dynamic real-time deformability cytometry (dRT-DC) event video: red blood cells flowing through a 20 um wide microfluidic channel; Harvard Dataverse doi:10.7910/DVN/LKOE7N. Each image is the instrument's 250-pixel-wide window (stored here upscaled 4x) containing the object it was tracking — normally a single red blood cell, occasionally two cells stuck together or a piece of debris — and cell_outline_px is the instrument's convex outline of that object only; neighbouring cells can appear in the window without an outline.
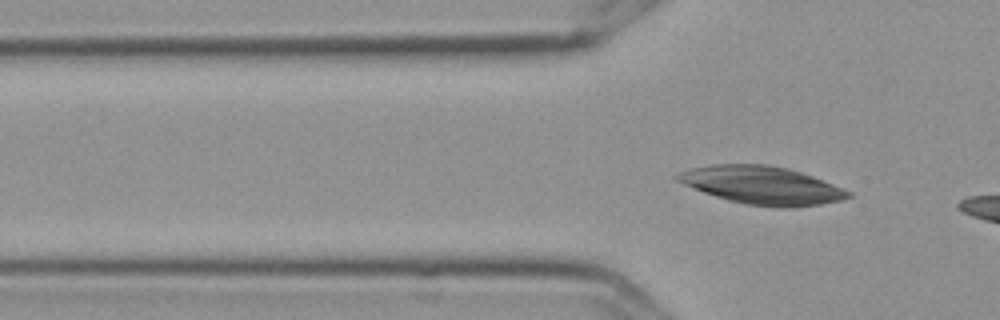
{"species": "Egyptian fruit bat (a non-hibernating species)", "species_latin": "Rousettus aegyptiacus", "temperature_condition": "cold", "stored_images_in_passage": 4, "camera_frame_rate_fps": 3000, "um_per_image_px": 0.085, "frame": {"image": 1, "passage_image": 4, "time_ms": 1.0, "image_size_px": [1000, 320], "cell_outline_px": [[852, 196], [840, 200], [820, 204], [792, 208], [776, 208], [744, 204], [728, 200], [704, 192], [684, 184], [676, 180], [672, 176], [688, 168], [712, 164], [768, 164], [788, 168], [812, 176], [852, 192]], "centroid_in_image_um": [64.74, 15.75], "position_along_channel_um": 61.1, "area_um2": 37.86}}